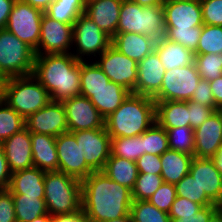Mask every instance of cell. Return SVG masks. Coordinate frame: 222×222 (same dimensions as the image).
Masks as SVG:
<instances>
[{
    "label": "cell",
    "instance_id": "1",
    "mask_svg": "<svg viewBox=\"0 0 222 222\" xmlns=\"http://www.w3.org/2000/svg\"><path fill=\"white\" fill-rule=\"evenodd\" d=\"M132 201L131 190L102 171H93L81 181L82 210L89 222L131 217Z\"/></svg>",
    "mask_w": 222,
    "mask_h": 222
},
{
    "label": "cell",
    "instance_id": "2",
    "mask_svg": "<svg viewBox=\"0 0 222 222\" xmlns=\"http://www.w3.org/2000/svg\"><path fill=\"white\" fill-rule=\"evenodd\" d=\"M81 60L71 53L35 56L33 75L50 94L52 101L79 96Z\"/></svg>",
    "mask_w": 222,
    "mask_h": 222
},
{
    "label": "cell",
    "instance_id": "3",
    "mask_svg": "<svg viewBox=\"0 0 222 222\" xmlns=\"http://www.w3.org/2000/svg\"><path fill=\"white\" fill-rule=\"evenodd\" d=\"M156 122L153 98L130 93L123 103L105 119L111 138L141 135Z\"/></svg>",
    "mask_w": 222,
    "mask_h": 222
},
{
    "label": "cell",
    "instance_id": "4",
    "mask_svg": "<svg viewBox=\"0 0 222 222\" xmlns=\"http://www.w3.org/2000/svg\"><path fill=\"white\" fill-rule=\"evenodd\" d=\"M44 200L51 216L79 211L82 208L81 180L61 171H47L44 176Z\"/></svg>",
    "mask_w": 222,
    "mask_h": 222
},
{
    "label": "cell",
    "instance_id": "5",
    "mask_svg": "<svg viewBox=\"0 0 222 222\" xmlns=\"http://www.w3.org/2000/svg\"><path fill=\"white\" fill-rule=\"evenodd\" d=\"M117 33H136L155 40L166 35L163 6H140L130 0L121 4Z\"/></svg>",
    "mask_w": 222,
    "mask_h": 222
},
{
    "label": "cell",
    "instance_id": "6",
    "mask_svg": "<svg viewBox=\"0 0 222 222\" xmlns=\"http://www.w3.org/2000/svg\"><path fill=\"white\" fill-rule=\"evenodd\" d=\"M51 101L50 94L33 74L6 80L4 102L24 119Z\"/></svg>",
    "mask_w": 222,
    "mask_h": 222
},
{
    "label": "cell",
    "instance_id": "7",
    "mask_svg": "<svg viewBox=\"0 0 222 222\" xmlns=\"http://www.w3.org/2000/svg\"><path fill=\"white\" fill-rule=\"evenodd\" d=\"M35 51L6 28L0 29V75L12 78L33 74Z\"/></svg>",
    "mask_w": 222,
    "mask_h": 222
},
{
    "label": "cell",
    "instance_id": "8",
    "mask_svg": "<svg viewBox=\"0 0 222 222\" xmlns=\"http://www.w3.org/2000/svg\"><path fill=\"white\" fill-rule=\"evenodd\" d=\"M112 38L102 31L93 20L82 13L73 24V47L71 53L76 59L86 60L88 57L100 56L110 45ZM86 56V57H84ZM92 56V57H91Z\"/></svg>",
    "mask_w": 222,
    "mask_h": 222
},
{
    "label": "cell",
    "instance_id": "9",
    "mask_svg": "<svg viewBox=\"0 0 222 222\" xmlns=\"http://www.w3.org/2000/svg\"><path fill=\"white\" fill-rule=\"evenodd\" d=\"M43 14V11L28 3L16 0L5 28L36 51L39 46Z\"/></svg>",
    "mask_w": 222,
    "mask_h": 222
},
{
    "label": "cell",
    "instance_id": "10",
    "mask_svg": "<svg viewBox=\"0 0 222 222\" xmlns=\"http://www.w3.org/2000/svg\"><path fill=\"white\" fill-rule=\"evenodd\" d=\"M201 76L195 63L166 70L160 92L154 101H189L197 88Z\"/></svg>",
    "mask_w": 222,
    "mask_h": 222
},
{
    "label": "cell",
    "instance_id": "11",
    "mask_svg": "<svg viewBox=\"0 0 222 222\" xmlns=\"http://www.w3.org/2000/svg\"><path fill=\"white\" fill-rule=\"evenodd\" d=\"M94 62L110 81L133 93L138 78V63L122 54L112 44Z\"/></svg>",
    "mask_w": 222,
    "mask_h": 222
},
{
    "label": "cell",
    "instance_id": "12",
    "mask_svg": "<svg viewBox=\"0 0 222 222\" xmlns=\"http://www.w3.org/2000/svg\"><path fill=\"white\" fill-rule=\"evenodd\" d=\"M73 25L51 19L45 13L41 20L39 46L36 55L72 53Z\"/></svg>",
    "mask_w": 222,
    "mask_h": 222
},
{
    "label": "cell",
    "instance_id": "13",
    "mask_svg": "<svg viewBox=\"0 0 222 222\" xmlns=\"http://www.w3.org/2000/svg\"><path fill=\"white\" fill-rule=\"evenodd\" d=\"M86 160L93 171H102L111 154V137L106 127L72 132Z\"/></svg>",
    "mask_w": 222,
    "mask_h": 222
},
{
    "label": "cell",
    "instance_id": "14",
    "mask_svg": "<svg viewBox=\"0 0 222 222\" xmlns=\"http://www.w3.org/2000/svg\"><path fill=\"white\" fill-rule=\"evenodd\" d=\"M55 145L58 154V171L81 181L93 172L86 164L84 153L72 132L68 131L56 137Z\"/></svg>",
    "mask_w": 222,
    "mask_h": 222
},
{
    "label": "cell",
    "instance_id": "15",
    "mask_svg": "<svg viewBox=\"0 0 222 222\" xmlns=\"http://www.w3.org/2000/svg\"><path fill=\"white\" fill-rule=\"evenodd\" d=\"M69 132L105 127V119L89 98L82 95L62 101Z\"/></svg>",
    "mask_w": 222,
    "mask_h": 222
},
{
    "label": "cell",
    "instance_id": "16",
    "mask_svg": "<svg viewBox=\"0 0 222 222\" xmlns=\"http://www.w3.org/2000/svg\"><path fill=\"white\" fill-rule=\"evenodd\" d=\"M25 127L33 133L58 137L68 132L66 111L62 102L51 101L25 119Z\"/></svg>",
    "mask_w": 222,
    "mask_h": 222
},
{
    "label": "cell",
    "instance_id": "17",
    "mask_svg": "<svg viewBox=\"0 0 222 222\" xmlns=\"http://www.w3.org/2000/svg\"><path fill=\"white\" fill-rule=\"evenodd\" d=\"M166 29H192L203 26L200 0L163 2Z\"/></svg>",
    "mask_w": 222,
    "mask_h": 222
},
{
    "label": "cell",
    "instance_id": "18",
    "mask_svg": "<svg viewBox=\"0 0 222 222\" xmlns=\"http://www.w3.org/2000/svg\"><path fill=\"white\" fill-rule=\"evenodd\" d=\"M222 146V117L215 111L194 130V157L212 158Z\"/></svg>",
    "mask_w": 222,
    "mask_h": 222
},
{
    "label": "cell",
    "instance_id": "19",
    "mask_svg": "<svg viewBox=\"0 0 222 222\" xmlns=\"http://www.w3.org/2000/svg\"><path fill=\"white\" fill-rule=\"evenodd\" d=\"M165 68L155 50L138 62V78L133 94L154 98L161 89Z\"/></svg>",
    "mask_w": 222,
    "mask_h": 222
},
{
    "label": "cell",
    "instance_id": "20",
    "mask_svg": "<svg viewBox=\"0 0 222 222\" xmlns=\"http://www.w3.org/2000/svg\"><path fill=\"white\" fill-rule=\"evenodd\" d=\"M189 174L196 180L201 191L217 205L222 197V174L212 158L192 159Z\"/></svg>",
    "mask_w": 222,
    "mask_h": 222
},
{
    "label": "cell",
    "instance_id": "21",
    "mask_svg": "<svg viewBox=\"0 0 222 222\" xmlns=\"http://www.w3.org/2000/svg\"><path fill=\"white\" fill-rule=\"evenodd\" d=\"M11 173L34 166L31 132L26 127L1 143Z\"/></svg>",
    "mask_w": 222,
    "mask_h": 222
},
{
    "label": "cell",
    "instance_id": "22",
    "mask_svg": "<svg viewBox=\"0 0 222 222\" xmlns=\"http://www.w3.org/2000/svg\"><path fill=\"white\" fill-rule=\"evenodd\" d=\"M123 0H86L85 14L111 38L117 33Z\"/></svg>",
    "mask_w": 222,
    "mask_h": 222
},
{
    "label": "cell",
    "instance_id": "23",
    "mask_svg": "<svg viewBox=\"0 0 222 222\" xmlns=\"http://www.w3.org/2000/svg\"><path fill=\"white\" fill-rule=\"evenodd\" d=\"M111 44L122 54L138 63L154 50L156 40L142 34L116 33L112 37Z\"/></svg>",
    "mask_w": 222,
    "mask_h": 222
},
{
    "label": "cell",
    "instance_id": "24",
    "mask_svg": "<svg viewBox=\"0 0 222 222\" xmlns=\"http://www.w3.org/2000/svg\"><path fill=\"white\" fill-rule=\"evenodd\" d=\"M46 171L31 167L11 174L8 190L12 194H27L44 199V176Z\"/></svg>",
    "mask_w": 222,
    "mask_h": 222
},
{
    "label": "cell",
    "instance_id": "25",
    "mask_svg": "<svg viewBox=\"0 0 222 222\" xmlns=\"http://www.w3.org/2000/svg\"><path fill=\"white\" fill-rule=\"evenodd\" d=\"M34 167L44 171H58L56 137L31 132Z\"/></svg>",
    "mask_w": 222,
    "mask_h": 222
},
{
    "label": "cell",
    "instance_id": "26",
    "mask_svg": "<svg viewBox=\"0 0 222 222\" xmlns=\"http://www.w3.org/2000/svg\"><path fill=\"white\" fill-rule=\"evenodd\" d=\"M154 50L157 52L165 70H172L194 63V53L179 43L165 37L156 40Z\"/></svg>",
    "mask_w": 222,
    "mask_h": 222
},
{
    "label": "cell",
    "instance_id": "27",
    "mask_svg": "<svg viewBox=\"0 0 222 222\" xmlns=\"http://www.w3.org/2000/svg\"><path fill=\"white\" fill-rule=\"evenodd\" d=\"M156 122L164 129L190 127L187 101H155Z\"/></svg>",
    "mask_w": 222,
    "mask_h": 222
},
{
    "label": "cell",
    "instance_id": "28",
    "mask_svg": "<svg viewBox=\"0 0 222 222\" xmlns=\"http://www.w3.org/2000/svg\"><path fill=\"white\" fill-rule=\"evenodd\" d=\"M130 93L129 90L120 84L110 81L104 88L98 91H90L89 100L106 119L123 103Z\"/></svg>",
    "mask_w": 222,
    "mask_h": 222
},
{
    "label": "cell",
    "instance_id": "29",
    "mask_svg": "<svg viewBox=\"0 0 222 222\" xmlns=\"http://www.w3.org/2000/svg\"><path fill=\"white\" fill-rule=\"evenodd\" d=\"M193 155L168 149L161 156V176L166 183L176 184L189 174Z\"/></svg>",
    "mask_w": 222,
    "mask_h": 222
},
{
    "label": "cell",
    "instance_id": "30",
    "mask_svg": "<svg viewBox=\"0 0 222 222\" xmlns=\"http://www.w3.org/2000/svg\"><path fill=\"white\" fill-rule=\"evenodd\" d=\"M110 179L123 185L130 190L133 189L138 177L136 162L110 154L102 170Z\"/></svg>",
    "mask_w": 222,
    "mask_h": 222
},
{
    "label": "cell",
    "instance_id": "31",
    "mask_svg": "<svg viewBox=\"0 0 222 222\" xmlns=\"http://www.w3.org/2000/svg\"><path fill=\"white\" fill-rule=\"evenodd\" d=\"M16 213V222H31L47 214L45 200L27 194H12Z\"/></svg>",
    "mask_w": 222,
    "mask_h": 222
},
{
    "label": "cell",
    "instance_id": "32",
    "mask_svg": "<svg viewBox=\"0 0 222 222\" xmlns=\"http://www.w3.org/2000/svg\"><path fill=\"white\" fill-rule=\"evenodd\" d=\"M86 0H54L44 12L51 19L73 25L85 13Z\"/></svg>",
    "mask_w": 222,
    "mask_h": 222
},
{
    "label": "cell",
    "instance_id": "33",
    "mask_svg": "<svg viewBox=\"0 0 222 222\" xmlns=\"http://www.w3.org/2000/svg\"><path fill=\"white\" fill-rule=\"evenodd\" d=\"M110 82L102 69L93 61L81 60L80 90L84 97L90 98V91H98Z\"/></svg>",
    "mask_w": 222,
    "mask_h": 222
},
{
    "label": "cell",
    "instance_id": "34",
    "mask_svg": "<svg viewBox=\"0 0 222 222\" xmlns=\"http://www.w3.org/2000/svg\"><path fill=\"white\" fill-rule=\"evenodd\" d=\"M111 155L136 161L143 155V133L132 137L111 138Z\"/></svg>",
    "mask_w": 222,
    "mask_h": 222
},
{
    "label": "cell",
    "instance_id": "35",
    "mask_svg": "<svg viewBox=\"0 0 222 222\" xmlns=\"http://www.w3.org/2000/svg\"><path fill=\"white\" fill-rule=\"evenodd\" d=\"M168 149L167 131L157 122L143 132V154L148 153L161 156Z\"/></svg>",
    "mask_w": 222,
    "mask_h": 222
},
{
    "label": "cell",
    "instance_id": "36",
    "mask_svg": "<svg viewBox=\"0 0 222 222\" xmlns=\"http://www.w3.org/2000/svg\"><path fill=\"white\" fill-rule=\"evenodd\" d=\"M222 53V26L203 24L194 55Z\"/></svg>",
    "mask_w": 222,
    "mask_h": 222
},
{
    "label": "cell",
    "instance_id": "37",
    "mask_svg": "<svg viewBox=\"0 0 222 222\" xmlns=\"http://www.w3.org/2000/svg\"><path fill=\"white\" fill-rule=\"evenodd\" d=\"M130 216L135 222H171L167 213L160 211L148 200H133Z\"/></svg>",
    "mask_w": 222,
    "mask_h": 222
},
{
    "label": "cell",
    "instance_id": "38",
    "mask_svg": "<svg viewBox=\"0 0 222 222\" xmlns=\"http://www.w3.org/2000/svg\"><path fill=\"white\" fill-rule=\"evenodd\" d=\"M25 127V119L5 102L0 104V144Z\"/></svg>",
    "mask_w": 222,
    "mask_h": 222
},
{
    "label": "cell",
    "instance_id": "39",
    "mask_svg": "<svg viewBox=\"0 0 222 222\" xmlns=\"http://www.w3.org/2000/svg\"><path fill=\"white\" fill-rule=\"evenodd\" d=\"M176 196L186 198L192 202L200 204L202 207L215 205L204 191H201L196 180L190 175H185L175 184Z\"/></svg>",
    "mask_w": 222,
    "mask_h": 222
},
{
    "label": "cell",
    "instance_id": "40",
    "mask_svg": "<svg viewBox=\"0 0 222 222\" xmlns=\"http://www.w3.org/2000/svg\"><path fill=\"white\" fill-rule=\"evenodd\" d=\"M163 182L160 174L139 173L131 190L132 200H148Z\"/></svg>",
    "mask_w": 222,
    "mask_h": 222
},
{
    "label": "cell",
    "instance_id": "41",
    "mask_svg": "<svg viewBox=\"0 0 222 222\" xmlns=\"http://www.w3.org/2000/svg\"><path fill=\"white\" fill-rule=\"evenodd\" d=\"M194 63L201 79L212 81L222 76V53L195 55Z\"/></svg>",
    "mask_w": 222,
    "mask_h": 222
},
{
    "label": "cell",
    "instance_id": "42",
    "mask_svg": "<svg viewBox=\"0 0 222 222\" xmlns=\"http://www.w3.org/2000/svg\"><path fill=\"white\" fill-rule=\"evenodd\" d=\"M168 135L169 149L194 154V130L190 127L165 129Z\"/></svg>",
    "mask_w": 222,
    "mask_h": 222
},
{
    "label": "cell",
    "instance_id": "43",
    "mask_svg": "<svg viewBox=\"0 0 222 222\" xmlns=\"http://www.w3.org/2000/svg\"><path fill=\"white\" fill-rule=\"evenodd\" d=\"M202 27H192V29H166L165 38L184 46L193 53L197 50Z\"/></svg>",
    "mask_w": 222,
    "mask_h": 222
},
{
    "label": "cell",
    "instance_id": "44",
    "mask_svg": "<svg viewBox=\"0 0 222 222\" xmlns=\"http://www.w3.org/2000/svg\"><path fill=\"white\" fill-rule=\"evenodd\" d=\"M176 198L175 184L163 182L148 201L157 207L160 211L169 213L171 205Z\"/></svg>",
    "mask_w": 222,
    "mask_h": 222
},
{
    "label": "cell",
    "instance_id": "45",
    "mask_svg": "<svg viewBox=\"0 0 222 222\" xmlns=\"http://www.w3.org/2000/svg\"><path fill=\"white\" fill-rule=\"evenodd\" d=\"M203 24L222 26V0H200Z\"/></svg>",
    "mask_w": 222,
    "mask_h": 222
},
{
    "label": "cell",
    "instance_id": "46",
    "mask_svg": "<svg viewBox=\"0 0 222 222\" xmlns=\"http://www.w3.org/2000/svg\"><path fill=\"white\" fill-rule=\"evenodd\" d=\"M201 208L202 206L198 203L176 196L168 215L171 219H180L183 216L197 214Z\"/></svg>",
    "mask_w": 222,
    "mask_h": 222
},
{
    "label": "cell",
    "instance_id": "47",
    "mask_svg": "<svg viewBox=\"0 0 222 222\" xmlns=\"http://www.w3.org/2000/svg\"><path fill=\"white\" fill-rule=\"evenodd\" d=\"M190 128L195 130L198 128L206 119H208L216 110L209 106H204L194 101H187Z\"/></svg>",
    "mask_w": 222,
    "mask_h": 222
},
{
    "label": "cell",
    "instance_id": "48",
    "mask_svg": "<svg viewBox=\"0 0 222 222\" xmlns=\"http://www.w3.org/2000/svg\"><path fill=\"white\" fill-rule=\"evenodd\" d=\"M0 222H16L12 193L8 189H0Z\"/></svg>",
    "mask_w": 222,
    "mask_h": 222
},
{
    "label": "cell",
    "instance_id": "49",
    "mask_svg": "<svg viewBox=\"0 0 222 222\" xmlns=\"http://www.w3.org/2000/svg\"><path fill=\"white\" fill-rule=\"evenodd\" d=\"M139 173L161 174V159L159 155L145 153L136 161Z\"/></svg>",
    "mask_w": 222,
    "mask_h": 222
},
{
    "label": "cell",
    "instance_id": "50",
    "mask_svg": "<svg viewBox=\"0 0 222 222\" xmlns=\"http://www.w3.org/2000/svg\"><path fill=\"white\" fill-rule=\"evenodd\" d=\"M191 101L209 106L215 109L214 98L208 80L201 79L191 98Z\"/></svg>",
    "mask_w": 222,
    "mask_h": 222
},
{
    "label": "cell",
    "instance_id": "51",
    "mask_svg": "<svg viewBox=\"0 0 222 222\" xmlns=\"http://www.w3.org/2000/svg\"><path fill=\"white\" fill-rule=\"evenodd\" d=\"M217 210L216 205L204 206L197 214L183 216L178 219H171V222H208L210 216Z\"/></svg>",
    "mask_w": 222,
    "mask_h": 222
},
{
    "label": "cell",
    "instance_id": "52",
    "mask_svg": "<svg viewBox=\"0 0 222 222\" xmlns=\"http://www.w3.org/2000/svg\"><path fill=\"white\" fill-rule=\"evenodd\" d=\"M11 171L8 167L5 153L0 144V189H8L11 179Z\"/></svg>",
    "mask_w": 222,
    "mask_h": 222
},
{
    "label": "cell",
    "instance_id": "53",
    "mask_svg": "<svg viewBox=\"0 0 222 222\" xmlns=\"http://www.w3.org/2000/svg\"><path fill=\"white\" fill-rule=\"evenodd\" d=\"M51 222H89L82 208L71 214L53 215Z\"/></svg>",
    "mask_w": 222,
    "mask_h": 222
},
{
    "label": "cell",
    "instance_id": "54",
    "mask_svg": "<svg viewBox=\"0 0 222 222\" xmlns=\"http://www.w3.org/2000/svg\"><path fill=\"white\" fill-rule=\"evenodd\" d=\"M16 0H0V29H4Z\"/></svg>",
    "mask_w": 222,
    "mask_h": 222
},
{
    "label": "cell",
    "instance_id": "55",
    "mask_svg": "<svg viewBox=\"0 0 222 222\" xmlns=\"http://www.w3.org/2000/svg\"><path fill=\"white\" fill-rule=\"evenodd\" d=\"M212 95L214 98L215 110L222 105V76L209 81Z\"/></svg>",
    "mask_w": 222,
    "mask_h": 222
},
{
    "label": "cell",
    "instance_id": "56",
    "mask_svg": "<svg viewBox=\"0 0 222 222\" xmlns=\"http://www.w3.org/2000/svg\"><path fill=\"white\" fill-rule=\"evenodd\" d=\"M20 1L28 3L34 8H37L45 12L48 9L50 3L53 2L54 0H20Z\"/></svg>",
    "mask_w": 222,
    "mask_h": 222
},
{
    "label": "cell",
    "instance_id": "57",
    "mask_svg": "<svg viewBox=\"0 0 222 222\" xmlns=\"http://www.w3.org/2000/svg\"><path fill=\"white\" fill-rule=\"evenodd\" d=\"M132 2L138 3L140 6H161L163 5V0H130Z\"/></svg>",
    "mask_w": 222,
    "mask_h": 222
},
{
    "label": "cell",
    "instance_id": "58",
    "mask_svg": "<svg viewBox=\"0 0 222 222\" xmlns=\"http://www.w3.org/2000/svg\"><path fill=\"white\" fill-rule=\"evenodd\" d=\"M213 161L215 162L216 168L222 174V146L216 152V154L212 157Z\"/></svg>",
    "mask_w": 222,
    "mask_h": 222
},
{
    "label": "cell",
    "instance_id": "59",
    "mask_svg": "<svg viewBox=\"0 0 222 222\" xmlns=\"http://www.w3.org/2000/svg\"><path fill=\"white\" fill-rule=\"evenodd\" d=\"M208 222H222V210H216L209 218Z\"/></svg>",
    "mask_w": 222,
    "mask_h": 222
},
{
    "label": "cell",
    "instance_id": "60",
    "mask_svg": "<svg viewBox=\"0 0 222 222\" xmlns=\"http://www.w3.org/2000/svg\"><path fill=\"white\" fill-rule=\"evenodd\" d=\"M51 219H52V216L49 213H47L40 217L35 218L31 222H51Z\"/></svg>",
    "mask_w": 222,
    "mask_h": 222
},
{
    "label": "cell",
    "instance_id": "61",
    "mask_svg": "<svg viewBox=\"0 0 222 222\" xmlns=\"http://www.w3.org/2000/svg\"><path fill=\"white\" fill-rule=\"evenodd\" d=\"M7 79H0V104L4 102V88Z\"/></svg>",
    "mask_w": 222,
    "mask_h": 222
},
{
    "label": "cell",
    "instance_id": "62",
    "mask_svg": "<svg viewBox=\"0 0 222 222\" xmlns=\"http://www.w3.org/2000/svg\"><path fill=\"white\" fill-rule=\"evenodd\" d=\"M131 219V217H121L118 219H112L106 222H129V220Z\"/></svg>",
    "mask_w": 222,
    "mask_h": 222
},
{
    "label": "cell",
    "instance_id": "63",
    "mask_svg": "<svg viewBox=\"0 0 222 222\" xmlns=\"http://www.w3.org/2000/svg\"><path fill=\"white\" fill-rule=\"evenodd\" d=\"M216 206L218 210H222V197Z\"/></svg>",
    "mask_w": 222,
    "mask_h": 222
},
{
    "label": "cell",
    "instance_id": "64",
    "mask_svg": "<svg viewBox=\"0 0 222 222\" xmlns=\"http://www.w3.org/2000/svg\"><path fill=\"white\" fill-rule=\"evenodd\" d=\"M217 112H218V113L221 115V117H222V105L217 108Z\"/></svg>",
    "mask_w": 222,
    "mask_h": 222
}]
</instances>
